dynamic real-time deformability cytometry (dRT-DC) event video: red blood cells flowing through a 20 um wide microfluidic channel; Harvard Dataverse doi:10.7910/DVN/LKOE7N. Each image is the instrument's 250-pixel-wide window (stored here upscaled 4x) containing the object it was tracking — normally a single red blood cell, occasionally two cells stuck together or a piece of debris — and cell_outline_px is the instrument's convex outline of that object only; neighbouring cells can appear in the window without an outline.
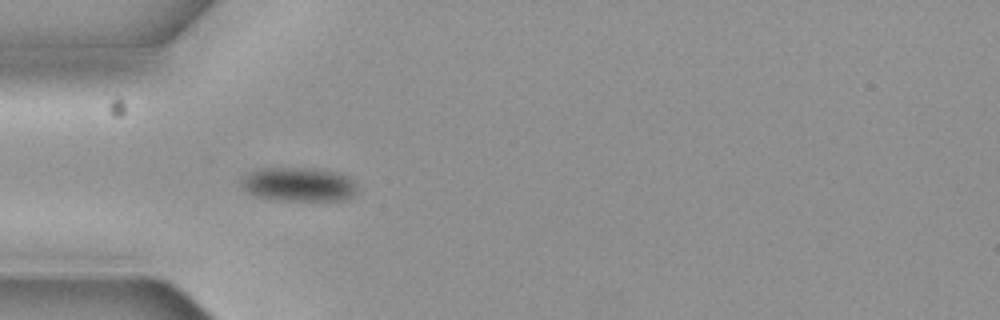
{"species": "common noctule bat (a hibernating species)", "species_latin": "Nyctalus noctula", "temperature_condition": "cold", "stored_images_in_passage": 5, "camera_frame_rate_fps": 3000, "um_per_image_px": 0.085, "animal": {"sex": "female", "body_mass_g": 19.3, "forearm_length_mm": 54.1}, "frame": {"image": 1, "passage_image": 4, "time_ms": 1.0, "image_size_px": [1000, 320], "cell_outline_px": [[360, 192], [344, 200], [276, 200], [252, 196], [236, 184], [244, 176], [260, 168], [300, 168], [336, 172], [348, 176], [356, 184]], "centroid_in_image_um": [25.35, 15.69], "position_along_channel_um": 59.7, "area_um2": 23.24}}
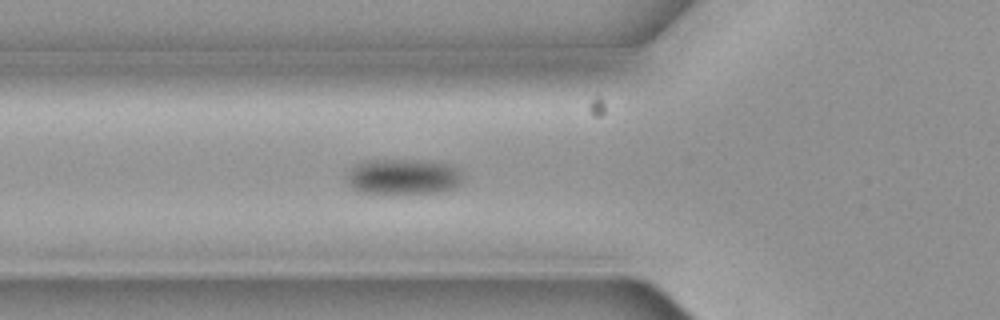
{"frame": {"image": 2, "passage_image": 5, "time_ms": 1.333, "image_size_px": [1000, 320], "cell_outline_px": [[464, 176], [460, 184], [456, 188], [436, 192], [360, 192], [352, 188], [348, 184], [348, 172], [356, 164], [364, 160], [432, 160], [452, 164]], "centroid_in_image_um": [34.33, 14.98], "position_along_channel_um": 91.5, "area_um2": 23.99}}